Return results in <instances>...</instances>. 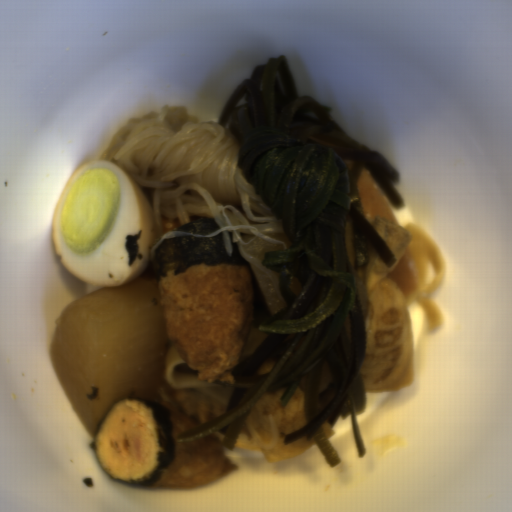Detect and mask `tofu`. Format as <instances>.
<instances>
[{
    "label": "tofu",
    "instance_id": "obj_1",
    "mask_svg": "<svg viewBox=\"0 0 512 512\" xmlns=\"http://www.w3.org/2000/svg\"><path fill=\"white\" fill-rule=\"evenodd\" d=\"M159 403L170 414L175 452L172 463L162 469L159 479L148 487L194 489L218 482L240 470V465L224 456L223 445L215 436L209 434L191 441L176 442L179 434L200 425L166 401Z\"/></svg>",
    "mask_w": 512,
    "mask_h": 512
},
{
    "label": "tofu",
    "instance_id": "obj_2",
    "mask_svg": "<svg viewBox=\"0 0 512 512\" xmlns=\"http://www.w3.org/2000/svg\"><path fill=\"white\" fill-rule=\"evenodd\" d=\"M321 427L323 429V432H324L327 440L336 434V432L333 430L330 423L327 421L324 424H322Z\"/></svg>",
    "mask_w": 512,
    "mask_h": 512
}]
</instances>
